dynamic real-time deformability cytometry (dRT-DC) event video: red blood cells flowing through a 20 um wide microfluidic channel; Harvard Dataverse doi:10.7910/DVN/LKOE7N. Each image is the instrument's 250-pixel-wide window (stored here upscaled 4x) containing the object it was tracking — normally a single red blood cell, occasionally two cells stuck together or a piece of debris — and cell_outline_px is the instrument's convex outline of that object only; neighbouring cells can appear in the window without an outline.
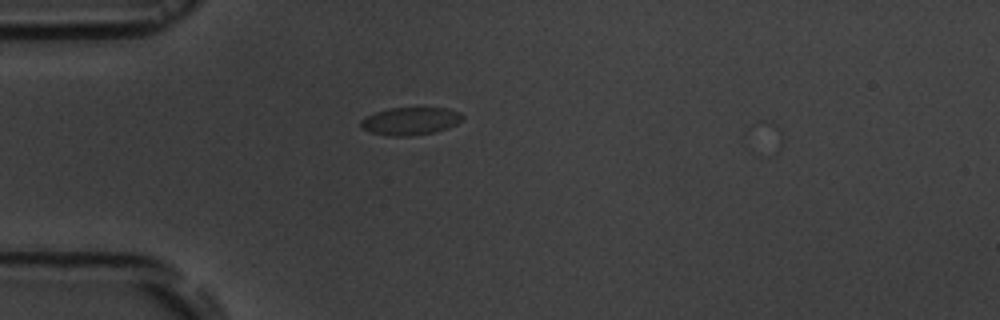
{"species": "common noctule bat (a hibernating species)", "species_latin": "Nyctalus noctula", "temperature_condition": "room temperature", "stored_images_in_passage": 2, "camera_frame_rate_fps": 3000, "um_per_image_px": 0.085, "animal": {"sex": "male", "body_mass_g": 19.5, "forearm_length_mm": 54.6}, "frame": {"image": 1, "passage_image": 2, "time_ms": 1.333, "image_size_px": [1000, 320], "cell_outline_px": [[464, 116], [456, 124], [448, 128], [436, 132], [412, 136], [388, 136], [372, 132], [360, 128], [360, 120], [376, 112], [392, 108], [444, 108], [460, 112]], "centroid_in_image_um": [34.88, 10.3], "position_along_channel_um": 50.1, "area_um2": 16.36}}